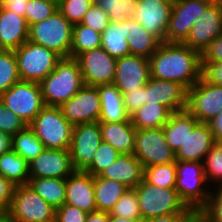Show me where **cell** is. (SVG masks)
Returning a JSON list of instances; mask_svg holds the SVG:
<instances>
[{"label": "cell", "mask_w": 222, "mask_h": 222, "mask_svg": "<svg viewBox=\"0 0 222 222\" xmlns=\"http://www.w3.org/2000/svg\"><path fill=\"white\" fill-rule=\"evenodd\" d=\"M59 108L63 116L73 126L99 121L101 101L98 87L84 85L68 101L61 104Z\"/></svg>", "instance_id": "cell-14"}, {"label": "cell", "mask_w": 222, "mask_h": 222, "mask_svg": "<svg viewBox=\"0 0 222 222\" xmlns=\"http://www.w3.org/2000/svg\"><path fill=\"white\" fill-rule=\"evenodd\" d=\"M102 141L110 144L121 154H133L137 129L130 119L120 122H99Z\"/></svg>", "instance_id": "cell-25"}, {"label": "cell", "mask_w": 222, "mask_h": 222, "mask_svg": "<svg viewBox=\"0 0 222 222\" xmlns=\"http://www.w3.org/2000/svg\"><path fill=\"white\" fill-rule=\"evenodd\" d=\"M9 213L14 222H55L56 209L24 184L15 187Z\"/></svg>", "instance_id": "cell-9"}, {"label": "cell", "mask_w": 222, "mask_h": 222, "mask_svg": "<svg viewBox=\"0 0 222 222\" xmlns=\"http://www.w3.org/2000/svg\"><path fill=\"white\" fill-rule=\"evenodd\" d=\"M7 0H0V7H2Z\"/></svg>", "instance_id": "cell-59"}, {"label": "cell", "mask_w": 222, "mask_h": 222, "mask_svg": "<svg viewBox=\"0 0 222 222\" xmlns=\"http://www.w3.org/2000/svg\"><path fill=\"white\" fill-rule=\"evenodd\" d=\"M203 169L207 183L216 181L215 186L222 188V143H215L205 155Z\"/></svg>", "instance_id": "cell-39"}, {"label": "cell", "mask_w": 222, "mask_h": 222, "mask_svg": "<svg viewBox=\"0 0 222 222\" xmlns=\"http://www.w3.org/2000/svg\"><path fill=\"white\" fill-rule=\"evenodd\" d=\"M210 191L207 204L198 212L197 222H222V188Z\"/></svg>", "instance_id": "cell-43"}, {"label": "cell", "mask_w": 222, "mask_h": 222, "mask_svg": "<svg viewBox=\"0 0 222 222\" xmlns=\"http://www.w3.org/2000/svg\"><path fill=\"white\" fill-rule=\"evenodd\" d=\"M65 204L88 213L97 211L94 194V176L85 171H74L66 178Z\"/></svg>", "instance_id": "cell-21"}, {"label": "cell", "mask_w": 222, "mask_h": 222, "mask_svg": "<svg viewBox=\"0 0 222 222\" xmlns=\"http://www.w3.org/2000/svg\"><path fill=\"white\" fill-rule=\"evenodd\" d=\"M130 55H137L148 58L157 50L161 43L153 34L146 31L134 18H128Z\"/></svg>", "instance_id": "cell-29"}, {"label": "cell", "mask_w": 222, "mask_h": 222, "mask_svg": "<svg viewBox=\"0 0 222 222\" xmlns=\"http://www.w3.org/2000/svg\"><path fill=\"white\" fill-rule=\"evenodd\" d=\"M171 114L172 112L166 106L147 103L132 114L130 120L137 130L160 128L167 123Z\"/></svg>", "instance_id": "cell-32"}, {"label": "cell", "mask_w": 222, "mask_h": 222, "mask_svg": "<svg viewBox=\"0 0 222 222\" xmlns=\"http://www.w3.org/2000/svg\"><path fill=\"white\" fill-rule=\"evenodd\" d=\"M113 22H122L135 15L137 0H94Z\"/></svg>", "instance_id": "cell-38"}, {"label": "cell", "mask_w": 222, "mask_h": 222, "mask_svg": "<svg viewBox=\"0 0 222 222\" xmlns=\"http://www.w3.org/2000/svg\"><path fill=\"white\" fill-rule=\"evenodd\" d=\"M19 81L20 77L14 51L2 50L0 52V96Z\"/></svg>", "instance_id": "cell-37"}, {"label": "cell", "mask_w": 222, "mask_h": 222, "mask_svg": "<svg viewBox=\"0 0 222 222\" xmlns=\"http://www.w3.org/2000/svg\"><path fill=\"white\" fill-rule=\"evenodd\" d=\"M58 9L54 0H31L27 3L24 17L28 26L50 17Z\"/></svg>", "instance_id": "cell-41"}, {"label": "cell", "mask_w": 222, "mask_h": 222, "mask_svg": "<svg viewBox=\"0 0 222 222\" xmlns=\"http://www.w3.org/2000/svg\"><path fill=\"white\" fill-rule=\"evenodd\" d=\"M20 80L40 83L61 57L54 51L27 40L14 50Z\"/></svg>", "instance_id": "cell-7"}, {"label": "cell", "mask_w": 222, "mask_h": 222, "mask_svg": "<svg viewBox=\"0 0 222 222\" xmlns=\"http://www.w3.org/2000/svg\"><path fill=\"white\" fill-rule=\"evenodd\" d=\"M208 125L213 134L215 143H222V110L215 118L208 122Z\"/></svg>", "instance_id": "cell-53"}, {"label": "cell", "mask_w": 222, "mask_h": 222, "mask_svg": "<svg viewBox=\"0 0 222 222\" xmlns=\"http://www.w3.org/2000/svg\"><path fill=\"white\" fill-rule=\"evenodd\" d=\"M128 19L122 22L110 21L101 34V47L113 58L118 59L130 55L127 39L129 36Z\"/></svg>", "instance_id": "cell-28"}, {"label": "cell", "mask_w": 222, "mask_h": 222, "mask_svg": "<svg viewBox=\"0 0 222 222\" xmlns=\"http://www.w3.org/2000/svg\"><path fill=\"white\" fill-rule=\"evenodd\" d=\"M109 214L119 218L142 220L135 188H127Z\"/></svg>", "instance_id": "cell-40"}, {"label": "cell", "mask_w": 222, "mask_h": 222, "mask_svg": "<svg viewBox=\"0 0 222 222\" xmlns=\"http://www.w3.org/2000/svg\"><path fill=\"white\" fill-rule=\"evenodd\" d=\"M214 0H173L169 23L165 34L166 43H183L194 23Z\"/></svg>", "instance_id": "cell-10"}, {"label": "cell", "mask_w": 222, "mask_h": 222, "mask_svg": "<svg viewBox=\"0 0 222 222\" xmlns=\"http://www.w3.org/2000/svg\"><path fill=\"white\" fill-rule=\"evenodd\" d=\"M80 65L84 85L99 86L113 84L116 61L102 47L88 50L76 58Z\"/></svg>", "instance_id": "cell-15"}, {"label": "cell", "mask_w": 222, "mask_h": 222, "mask_svg": "<svg viewBox=\"0 0 222 222\" xmlns=\"http://www.w3.org/2000/svg\"><path fill=\"white\" fill-rule=\"evenodd\" d=\"M135 192L143 221L172 213H197L186 206L175 188H162L143 179Z\"/></svg>", "instance_id": "cell-3"}, {"label": "cell", "mask_w": 222, "mask_h": 222, "mask_svg": "<svg viewBox=\"0 0 222 222\" xmlns=\"http://www.w3.org/2000/svg\"><path fill=\"white\" fill-rule=\"evenodd\" d=\"M31 0H7L3 7L15 14L24 17L27 3Z\"/></svg>", "instance_id": "cell-54"}, {"label": "cell", "mask_w": 222, "mask_h": 222, "mask_svg": "<svg viewBox=\"0 0 222 222\" xmlns=\"http://www.w3.org/2000/svg\"><path fill=\"white\" fill-rule=\"evenodd\" d=\"M12 150V135L0 131V156Z\"/></svg>", "instance_id": "cell-55"}, {"label": "cell", "mask_w": 222, "mask_h": 222, "mask_svg": "<svg viewBox=\"0 0 222 222\" xmlns=\"http://www.w3.org/2000/svg\"><path fill=\"white\" fill-rule=\"evenodd\" d=\"M186 110L199 122L208 123L222 110V87L201 77L187 90Z\"/></svg>", "instance_id": "cell-12"}, {"label": "cell", "mask_w": 222, "mask_h": 222, "mask_svg": "<svg viewBox=\"0 0 222 222\" xmlns=\"http://www.w3.org/2000/svg\"><path fill=\"white\" fill-rule=\"evenodd\" d=\"M201 62H222V35L214 38L204 49Z\"/></svg>", "instance_id": "cell-50"}, {"label": "cell", "mask_w": 222, "mask_h": 222, "mask_svg": "<svg viewBox=\"0 0 222 222\" xmlns=\"http://www.w3.org/2000/svg\"><path fill=\"white\" fill-rule=\"evenodd\" d=\"M28 185L55 209L65 204L66 179L30 177Z\"/></svg>", "instance_id": "cell-31"}, {"label": "cell", "mask_w": 222, "mask_h": 222, "mask_svg": "<svg viewBox=\"0 0 222 222\" xmlns=\"http://www.w3.org/2000/svg\"><path fill=\"white\" fill-rule=\"evenodd\" d=\"M108 222H143V220H133L129 218H119L109 214Z\"/></svg>", "instance_id": "cell-57"}, {"label": "cell", "mask_w": 222, "mask_h": 222, "mask_svg": "<svg viewBox=\"0 0 222 222\" xmlns=\"http://www.w3.org/2000/svg\"><path fill=\"white\" fill-rule=\"evenodd\" d=\"M198 213H172L153 217L143 222H197Z\"/></svg>", "instance_id": "cell-52"}, {"label": "cell", "mask_w": 222, "mask_h": 222, "mask_svg": "<svg viewBox=\"0 0 222 222\" xmlns=\"http://www.w3.org/2000/svg\"><path fill=\"white\" fill-rule=\"evenodd\" d=\"M150 78L149 59L128 55L116 61V75L113 84L122 93L146 85Z\"/></svg>", "instance_id": "cell-18"}, {"label": "cell", "mask_w": 222, "mask_h": 222, "mask_svg": "<svg viewBox=\"0 0 222 222\" xmlns=\"http://www.w3.org/2000/svg\"><path fill=\"white\" fill-rule=\"evenodd\" d=\"M177 178L176 160L162 165L144 167L143 179L162 188H175Z\"/></svg>", "instance_id": "cell-36"}, {"label": "cell", "mask_w": 222, "mask_h": 222, "mask_svg": "<svg viewBox=\"0 0 222 222\" xmlns=\"http://www.w3.org/2000/svg\"><path fill=\"white\" fill-rule=\"evenodd\" d=\"M126 190L127 187L116 180L94 176V194L97 211L110 213Z\"/></svg>", "instance_id": "cell-30"}, {"label": "cell", "mask_w": 222, "mask_h": 222, "mask_svg": "<svg viewBox=\"0 0 222 222\" xmlns=\"http://www.w3.org/2000/svg\"><path fill=\"white\" fill-rule=\"evenodd\" d=\"M172 5L173 0H137L133 17L160 42H165Z\"/></svg>", "instance_id": "cell-17"}, {"label": "cell", "mask_w": 222, "mask_h": 222, "mask_svg": "<svg viewBox=\"0 0 222 222\" xmlns=\"http://www.w3.org/2000/svg\"><path fill=\"white\" fill-rule=\"evenodd\" d=\"M94 0H61L58 10L72 24L81 23L84 14L92 6Z\"/></svg>", "instance_id": "cell-44"}, {"label": "cell", "mask_w": 222, "mask_h": 222, "mask_svg": "<svg viewBox=\"0 0 222 222\" xmlns=\"http://www.w3.org/2000/svg\"><path fill=\"white\" fill-rule=\"evenodd\" d=\"M214 144L215 140L208 123L199 122L175 153V160L203 163L205 155Z\"/></svg>", "instance_id": "cell-22"}, {"label": "cell", "mask_w": 222, "mask_h": 222, "mask_svg": "<svg viewBox=\"0 0 222 222\" xmlns=\"http://www.w3.org/2000/svg\"><path fill=\"white\" fill-rule=\"evenodd\" d=\"M45 106L59 107L75 95L83 86V77L76 58H61L55 69L41 82Z\"/></svg>", "instance_id": "cell-2"}, {"label": "cell", "mask_w": 222, "mask_h": 222, "mask_svg": "<svg viewBox=\"0 0 222 222\" xmlns=\"http://www.w3.org/2000/svg\"><path fill=\"white\" fill-rule=\"evenodd\" d=\"M175 189L188 208L197 213L207 204L210 189H206L203 163L197 161H176ZM206 184V185H205ZM205 186V187H204Z\"/></svg>", "instance_id": "cell-6"}, {"label": "cell", "mask_w": 222, "mask_h": 222, "mask_svg": "<svg viewBox=\"0 0 222 222\" xmlns=\"http://www.w3.org/2000/svg\"><path fill=\"white\" fill-rule=\"evenodd\" d=\"M26 123L0 100V131L14 135L26 127Z\"/></svg>", "instance_id": "cell-46"}, {"label": "cell", "mask_w": 222, "mask_h": 222, "mask_svg": "<svg viewBox=\"0 0 222 222\" xmlns=\"http://www.w3.org/2000/svg\"><path fill=\"white\" fill-rule=\"evenodd\" d=\"M199 121L187 110L173 112L163 126L164 136L171 150L176 153L188 134L192 132Z\"/></svg>", "instance_id": "cell-26"}, {"label": "cell", "mask_w": 222, "mask_h": 222, "mask_svg": "<svg viewBox=\"0 0 222 222\" xmlns=\"http://www.w3.org/2000/svg\"><path fill=\"white\" fill-rule=\"evenodd\" d=\"M149 63L150 77L177 82L187 90L202 77L201 53L183 43L161 42Z\"/></svg>", "instance_id": "cell-1"}, {"label": "cell", "mask_w": 222, "mask_h": 222, "mask_svg": "<svg viewBox=\"0 0 222 222\" xmlns=\"http://www.w3.org/2000/svg\"><path fill=\"white\" fill-rule=\"evenodd\" d=\"M97 87L101 101L99 122H120L130 119L124 107L123 95L114 84Z\"/></svg>", "instance_id": "cell-27"}, {"label": "cell", "mask_w": 222, "mask_h": 222, "mask_svg": "<svg viewBox=\"0 0 222 222\" xmlns=\"http://www.w3.org/2000/svg\"><path fill=\"white\" fill-rule=\"evenodd\" d=\"M222 35V0H214L194 23L189 36L183 42L200 53L217 36Z\"/></svg>", "instance_id": "cell-16"}, {"label": "cell", "mask_w": 222, "mask_h": 222, "mask_svg": "<svg viewBox=\"0 0 222 222\" xmlns=\"http://www.w3.org/2000/svg\"><path fill=\"white\" fill-rule=\"evenodd\" d=\"M123 103L130 117L145 104V86L124 93Z\"/></svg>", "instance_id": "cell-48"}, {"label": "cell", "mask_w": 222, "mask_h": 222, "mask_svg": "<svg viewBox=\"0 0 222 222\" xmlns=\"http://www.w3.org/2000/svg\"><path fill=\"white\" fill-rule=\"evenodd\" d=\"M101 142L99 121L74 125L69 150L75 171H85L91 165Z\"/></svg>", "instance_id": "cell-13"}, {"label": "cell", "mask_w": 222, "mask_h": 222, "mask_svg": "<svg viewBox=\"0 0 222 222\" xmlns=\"http://www.w3.org/2000/svg\"><path fill=\"white\" fill-rule=\"evenodd\" d=\"M88 212L76 206L63 204L56 208L55 222H85Z\"/></svg>", "instance_id": "cell-47"}, {"label": "cell", "mask_w": 222, "mask_h": 222, "mask_svg": "<svg viewBox=\"0 0 222 222\" xmlns=\"http://www.w3.org/2000/svg\"><path fill=\"white\" fill-rule=\"evenodd\" d=\"M0 100L26 125H29L45 107L40 83L36 82L20 80L5 91Z\"/></svg>", "instance_id": "cell-8"}, {"label": "cell", "mask_w": 222, "mask_h": 222, "mask_svg": "<svg viewBox=\"0 0 222 222\" xmlns=\"http://www.w3.org/2000/svg\"><path fill=\"white\" fill-rule=\"evenodd\" d=\"M0 174L16 186L28 184L29 163L11 150L0 156Z\"/></svg>", "instance_id": "cell-33"}, {"label": "cell", "mask_w": 222, "mask_h": 222, "mask_svg": "<svg viewBox=\"0 0 222 222\" xmlns=\"http://www.w3.org/2000/svg\"><path fill=\"white\" fill-rule=\"evenodd\" d=\"M133 155L143 167L175 161V153L165 139L163 127L137 130Z\"/></svg>", "instance_id": "cell-11"}, {"label": "cell", "mask_w": 222, "mask_h": 222, "mask_svg": "<svg viewBox=\"0 0 222 222\" xmlns=\"http://www.w3.org/2000/svg\"><path fill=\"white\" fill-rule=\"evenodd\" d=\"M159 103L172 113L186 110L187 89L174 81L150 77L145 85V104Z\"/></svg>", "instance_id": "cell-19"}, {"label": "cell", "mask_w": 222, "mask_h": 222, "mask_svg": "<svg viewBox=\"0 0 222 222\" xmlns=\"http://www.w3.org/2000/svg\"><path fill=\"white\" fill-rule=\"evenodd\" d=\"M109 23L110 20L108 14L94 2L84 14L80 24L88 26L102 34V32L108 27Z\"/></svg>", "instance_id": "cell-45"}, {"label": "cell", "mask_w": 222, "mask_h": 222, "mask_svg": "<svg viewBox=\"0 0 222 222\" xmlns=\"http://www.w3.org/2000/svg\"><path fill=\"white\" fill-rule=\"evenodd\" d=\"M74 171L70 150L44 149L29 163L30 177L66 179Z\"/></svg>", "instance_id": "cell-20"}, {"label": "cell", "mask_w": 222, "mask_h": 222, "mask_svg": "<svg viewBox=\"0 0 222 222\" xmlns=\"http://www.w3.org/2000/svg\"><path fill=\"white\" fill-rule=\"evenodd\" d=\"M202 78L211 84L222 87V62H201Z\"/></svg>", "instance_id": "cell-49"}, {"label": "cell", "mask_w": 222, "mask_h": 222, "mask_svg": "<svg viewBox=\"0 0 222 222\" xmlns=\"http://www.w3.org/2000/svg\"><path fill=\"white\" fill-rule=\"evenodd\" d=\"M29 38V26L25 17L0 7V47L16 50Z\"/></svg>", "instance_id": "cell-23"}, {"label": "cell", "mask_w": 222, "mask_h": 222, "mask_svg": "<svg viewBox=\"0 0 222 222\" xmlns=\"http://www.w3.org/2000/svg\"><path fill=\"white\" fill-rule=\"evenodd\" d=\"M72 28L57 9L50 17L29 26L28 40L54 51L61 58L70 57Z\"/></svg>", "instance_id": "cell-5"}, {"label": "cell", "mask_w": 222, "mask_h": 222, "mask_svg": "<svg viewBox=\"0 0 222 222\" xmlns=\"http://www.w3.org/2000/svg\"><path fill=\"white\" fill-rule=\"evenodd\" d=\"M109 213L102 211L90 212L85 222H108Z\"/></svg>", "instance_id": "cell-56"}, {"label": "cell", "mask_w": 222, "mask_h": 222, "mask_svg": "<svg viewBox=\"0 0 222 222\" xmlns=\"http://www.w3.org/2000/svg\"><path fill=\"white\" fill-rule=\"evenodd\" d=\"M16 185L0 174V211H9Z\"/></svg>", "instance_id": "cell-51"}, {"label": "cell", "mask_w": 222, "mask_h": 222, "mask_svg": "<svg viewBox=\"0 0 222 222\" xmlns=\"http://www.w3.org/2000/svg\"><path fill=\"white\" fill-rule=\"evenodd\" d=\"M144 167L133 154H120L99 176L113 179L127 188L137 187L143 180Z\"/></svg>", "instance_id": "cell-24"}, {"label": "cell", "mask_w": 222, "mask_h": 222, "mask_svg": "<svg viewBox=\"0 0 222 222\" xmlns=\"http://www.w3.org/2000/svg\"><path fill=\"white\" fill-rule=\"evenodd\" d=\"M44 149L43 143L28 125L12 135V150L28 163L40 155Z\"/></svg>", "instance_id": "cell-34"}, {"label": "cell", "mask_w": 222, "mask_h": 222, "mask_svg": "<svg viewBox=\"0 0 222 222\" xmlns=\"http://www.w3.org/2000/svg\"><path fill=\"white\" fill-rule=\"evenodd\" d=\"M121 153L106 142H101L95 153L93 162L85 170L92 176H99L108 166L115 162Z\"/></svg>", "instance_id": "cell-42"}, {"label": "cell", "mask_w": 222, "mask_h": 222, "mask_svg": "<svg viewBox=\"0 0 222 222\" xmlns=\"http://www.w3.org/2000/svg\"><path fill=\"white\" fill-rule=\"evenodd\" d=\"M28 126L45 149H70L74 126L63 116L59 107L45 106Z\"/></svg>", "instance_id": "cell-4"}, {"label": "cell", "mask_w": 222, "mask_h": 222, "mask_svg": "<svg viewBox=\"0 0 222 222\" xmlns=\"http://www.w3.org/2000/svg\"><path fill=\"white\" fill-rule=\"evenodd\" d=\"M101 47V33L83 24H74L72 28V44L70 57L77 58L80 54Z\"/></svg>", "instance_id": "cell-35"}, {"label": "cell", "mask_w": 222, "mask_h": 222, "mask_svg": "<svg viewBox=\"0 0 222 222\" xmlns=\"http://www.w3.org/2000/svg\"><path fill=\"white\" fill-rule=\"evenodd\" d=\"M0 222H14L9 211H0Z\"/></svg>", "instance_id": "cell-58"}]
</instances>
